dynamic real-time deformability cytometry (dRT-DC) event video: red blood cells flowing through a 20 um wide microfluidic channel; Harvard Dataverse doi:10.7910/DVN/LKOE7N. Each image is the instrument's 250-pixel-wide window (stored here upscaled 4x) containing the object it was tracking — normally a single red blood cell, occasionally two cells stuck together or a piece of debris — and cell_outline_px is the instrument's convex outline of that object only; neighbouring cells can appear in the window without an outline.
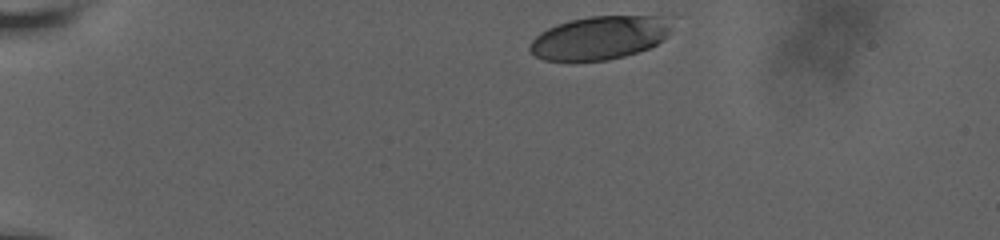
{"species": "human", "species_latin": "Homo sapiens", "temperature_condition": "room temperature", "stored_images_in_passage": 39, "camera_frame_rate_fps": 3000, "um_per_image_px": 0.085, "donor": {"sex": "male"}, "frame": {"image": 1, "passage_image": 1, "time_ms": 0.0, "image_size_px": [1000, 240], "cell_outline_px": [[672, 20], [668, 36], [656, 44], [648, 48], [624, 56], [608, 60], [544, 60], [536, 56], [528, 48], [532, 40], [540, 32], [556, 24], [568, 20], [592, 16], [672, 16]], "centroid_in_image_um": [51.0, 3.19], "position_along_channel_um": 34.0, "area_um2": 35.89}}
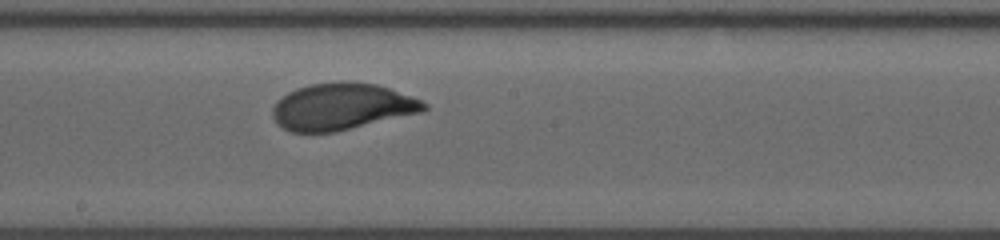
{"frame": {"image": 2, "passage_image": 23, "time_ms": 7.333, "image_size_px": [1000, 240], "cell_outline_px": [[428, 108], [420, 112], [336, 132], [292, 132], [276, 124], [272, 116], [272, 108], [276, 100], [288, 92], [296, 88], [308, 84], [340, 80], [352, 80], [376, 84], [412, 96], [428, 104]], "centroid_in_image_um": [29.01, 9.04], "position_along_channel_um": 219.2, "area_um2": 41.56}}
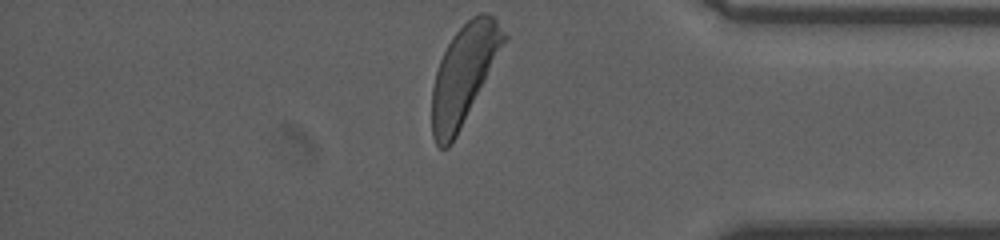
{"frame": {"image": 3, "passage_image": 39, "time_ms": 12.667, "image_size_px": [1000, 240], "cell_outline_px": [[508, 36], [452, 144], [448, 148], [440, 148], [436, 144], [432, 136], [432, 88], [436, 72], [440, 60], [452, 36], [472, 16], [480, 12], [484, 12], [492, 16], [496, 20]], "centroid_in_image_um": [39.4, 6.32], "position_along_channel_um": 395.8, "area_um2": 40.4}, "authors_computed_cell_mechanics": {"area_um2": 41.1536, "velocity_mm_per_s": 3.637, "shape_relaxation_time_tau1_ms": 2.7277, "shape_relaxation_time_tau2_ms": null, "deformation_change_tau1": 0.1611, "deformation_change_tau2": null}}